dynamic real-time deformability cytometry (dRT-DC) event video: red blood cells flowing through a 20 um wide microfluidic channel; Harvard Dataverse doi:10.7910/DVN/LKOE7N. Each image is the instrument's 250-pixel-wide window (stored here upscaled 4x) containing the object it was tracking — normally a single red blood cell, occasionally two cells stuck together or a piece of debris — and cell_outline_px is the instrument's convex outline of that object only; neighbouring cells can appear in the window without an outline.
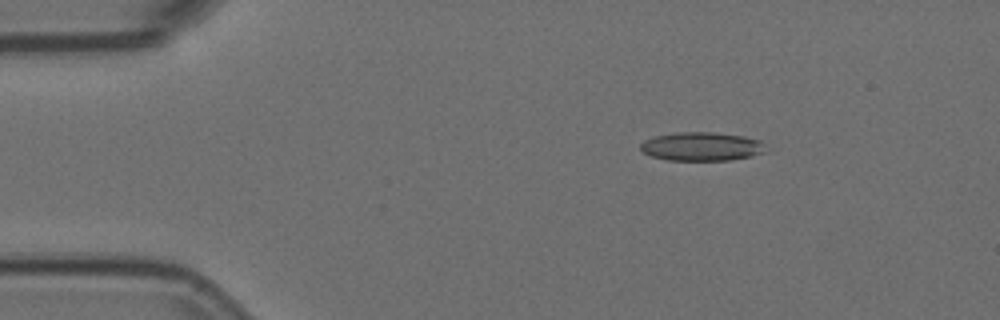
{"species": "Egyptian fruit bat (a non-hibernating species)", "species_latin": "Rousettus aegyptiacus", "temperature_condition": "room temperature", "stored_images_in_passage": 4, "camera_frame_rate_fps": 3000, "um_per_image_px": 0.085, "animal": {"sex": "female"}, "frame": {"image": 1, "passage_image": 2, "time_ms": 0.333, "image_size_px": [1000, 320], "cell_outline_px": [[768, 152], [752, 156], [732, 160], [668, 160], [652, 156], [644, 152], [640, 148], [640, 144], [644, 140], [656, 136], [676, 132], [712, 132], [744, 136], [760, 140]], "centroid_in_image_um": [59.67, 12.45], "position_along_channel_um": 25.3, "area_um2": 20.98}}